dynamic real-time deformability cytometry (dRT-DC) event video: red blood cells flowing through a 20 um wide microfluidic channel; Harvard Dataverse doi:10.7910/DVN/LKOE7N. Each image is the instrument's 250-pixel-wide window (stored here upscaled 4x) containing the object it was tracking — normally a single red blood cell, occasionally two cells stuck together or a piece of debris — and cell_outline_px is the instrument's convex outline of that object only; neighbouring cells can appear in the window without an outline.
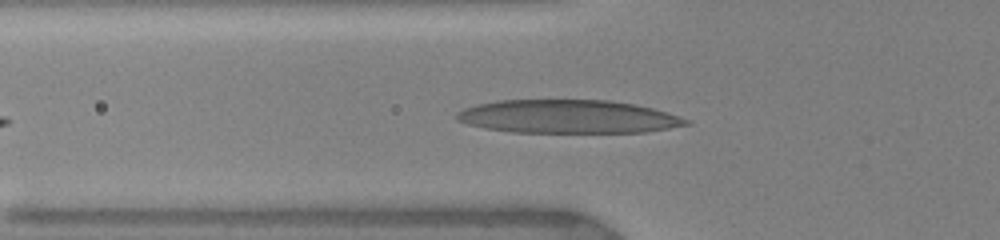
{"species": "human", "species_latin": "Homo sapiens", "temperature_condition": "warm", "stored_images_in_passage": 16, "camera_frame_rate_fps": 3000, "um_per_image_px": 0.085, "donor": {"sex": "female"}, "frame": {"image": 1, "passage_image": 5, "time_ms": 2.0, "image_size_px": [1000, 240], "cell_outline_px": [[692, 124], [644, 132], [512, 132], [484, 128], [468, 124], [456, 120], [456, 112], [464, 108], [476, 104], [496, 100], [608, 100], [636, 104], [652, 108], [692, 120]], "centroid_in_image_um": [48.27, 9.91], "position_along_channel_um": 77.5, "area_um2": 44.68}}
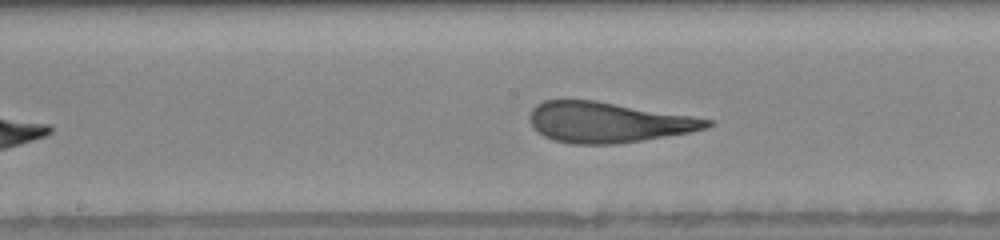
{"frame": {"image": 2, "passage_image": 12, "time_ms": 5.0, "image_size_px": [1000, 240], "cell_outline_px": [[712, 124], [708, 128], [692, 132], [616, 144], [572, 144], [552, 140], [544, 136], [532, 128], [528, 116], [532, 108], [536, 104], [544, 100], [596, 100], [692, 116], [712, 120]], "centroid_in_image_um": [51.64, 10.39], "position_along_channel_um": 196.6, "area_um2": 41.96}}
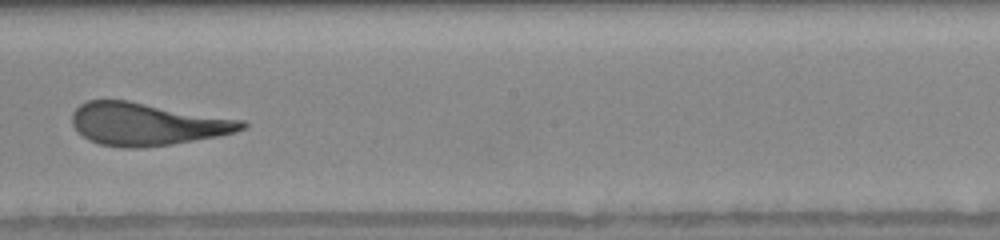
{"frame": {"image": 3, "passage_image": 14, "time_ms": 6.0, "image_size_px": [1000, 240], "cell_outline_px": [[248, 124], [244, 128], [236, 132], [216, 136], [172, 144], [140, 148], [124, 148], [100, 144], [88, 140], [76, 132], [72, 124], [72, 112], [80, 104], [88, 100], [128, 100], [244, 120]], "centroid_in_image_um": [12.45, 10.54], "position_along_channel_um": 235.7, "area_um2": 42.25}}